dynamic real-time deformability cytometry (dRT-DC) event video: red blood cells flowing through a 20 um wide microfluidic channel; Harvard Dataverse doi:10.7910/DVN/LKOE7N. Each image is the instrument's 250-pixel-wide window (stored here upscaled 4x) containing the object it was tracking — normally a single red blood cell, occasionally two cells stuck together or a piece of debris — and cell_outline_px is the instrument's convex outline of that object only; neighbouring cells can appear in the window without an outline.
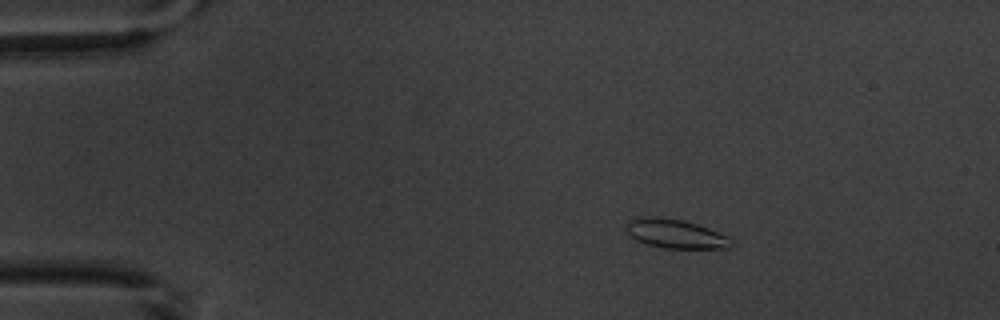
{"species": "common noctule bat (a hibernating species)", "species_latin": "Nyctalus noctula", "temperature_condition": "warm", "stored_images_in_passage": 3, "camera_frame_rate_fps": 3000, "um_per_image_px": 0.085, "animal": {"sex": "male", "body_mass_g": 20.1, "forearm_length_mm": 53.5}, "frame": {"image": 1, "passage_image": 2, "time_ms": 1.0, "image_size_px": [1000, 320], "cell_outline_px": [[732, 244], [728, 248], [664, 248], [648, 244], [636, 240], [628, 232], [624, 224], [628, 220], [644, 216], [648, 216], [684, 220], [708, 228], [728, 236], [732, 240]], "centroid_in_image_um": [57.4, 19.86], "position_along_channel_um": 27.6, "area_um2": 17.63}}